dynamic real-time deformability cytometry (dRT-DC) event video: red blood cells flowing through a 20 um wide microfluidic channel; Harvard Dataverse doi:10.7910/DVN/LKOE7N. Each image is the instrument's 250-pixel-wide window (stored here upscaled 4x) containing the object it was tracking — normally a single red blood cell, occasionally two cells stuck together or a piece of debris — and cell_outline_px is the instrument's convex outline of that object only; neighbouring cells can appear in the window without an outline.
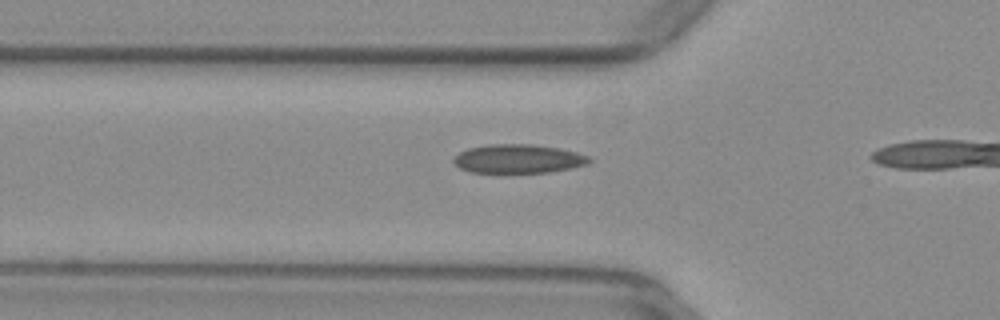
{"species": "common noctule bat (a hibernating species)", "species_latin": "Nyctalus noctula", "temperature_condition": "warm", "stored_images_in_passage": 7, "camera_frame_rate_fps": 3000, "um_per_image_px": 0.085, "animal": {"sex": "female", "body_mass_g": 29.2, "forearm_length_mm": 56.3}, "frame": {"image": 1, "passage_image": 2, "time_ms": 0.333, "image_size_px": [1000, 320], "cell_outline_px": [[592, 160], [588, 164], [572, 168], [552, 172], [468, 172], [460, 168], [452, 160], [460, 152], [468, 148], [488, 144], [532, 144], [560, 148], [592, 156]], "centroid_in_image_um": [44.1, 13.49], "position_along_channel_um": 81.7, "area_um2": 22.89}}
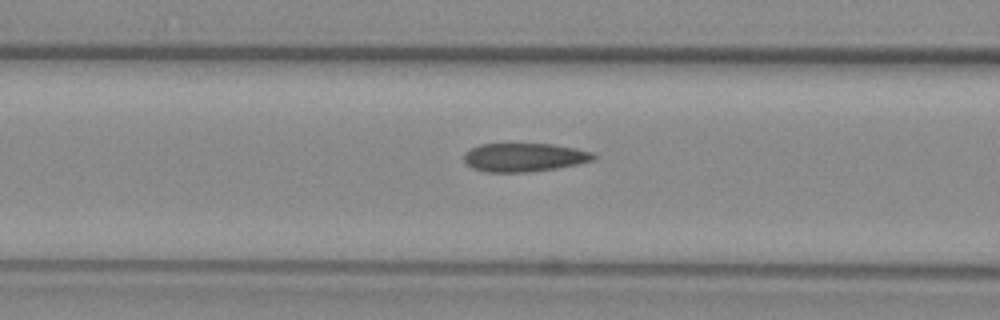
{"frame": {"image": 2, "passage_image": 5, "time_ms": 1.333, "image_size_px": [1000, 320], "cell_outline_px": [[596, 160], [556, 168], [528, 172], [484, 172], [472, 168], [464, 160], [464, 152], [480, 144], [552, 144], [576, 148], [592, 152], [596, 156]], "centroid_in_image_um": [44.56, 13.37], "position_along_channel_um": 122.0, "area_um2": 21.56}}